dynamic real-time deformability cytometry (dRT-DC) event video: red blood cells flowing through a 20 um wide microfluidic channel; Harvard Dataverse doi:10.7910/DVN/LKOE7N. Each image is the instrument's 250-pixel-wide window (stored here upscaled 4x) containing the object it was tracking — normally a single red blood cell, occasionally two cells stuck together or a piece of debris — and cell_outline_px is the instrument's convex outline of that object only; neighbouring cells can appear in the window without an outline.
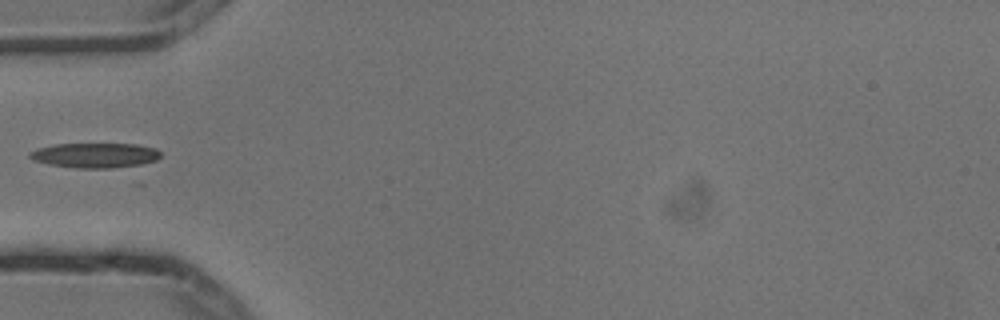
{"species": "common noctule bat (a hibernating species)", "species_latin": "Nyctalus noctula", "temperature_condition": "cold", "stored_images_in_passage": 6, "camera_frame_rate_fps": 3000, "um_per_image_px": 0.085, "animal": {"sex": "male", "body_mass_g": 13.3}, "frame": {"image": 1, "passage_image": 6, "time_ms": 1.667, "image_size_px": [1000, 320], "cell_outline_px": [[160, 156], [156, 160], [140, 164], [108, 168], [76, 168], [52, 164], [32, 160], [28, 156], [28, 152], [36, 148], [56, 144], [136, 144], [156, 148], [160, 152]], "centroid_in_image_um": [8.05, 13.19], "position_along_channel_um": 77.0, "area_um2": 18.84}}